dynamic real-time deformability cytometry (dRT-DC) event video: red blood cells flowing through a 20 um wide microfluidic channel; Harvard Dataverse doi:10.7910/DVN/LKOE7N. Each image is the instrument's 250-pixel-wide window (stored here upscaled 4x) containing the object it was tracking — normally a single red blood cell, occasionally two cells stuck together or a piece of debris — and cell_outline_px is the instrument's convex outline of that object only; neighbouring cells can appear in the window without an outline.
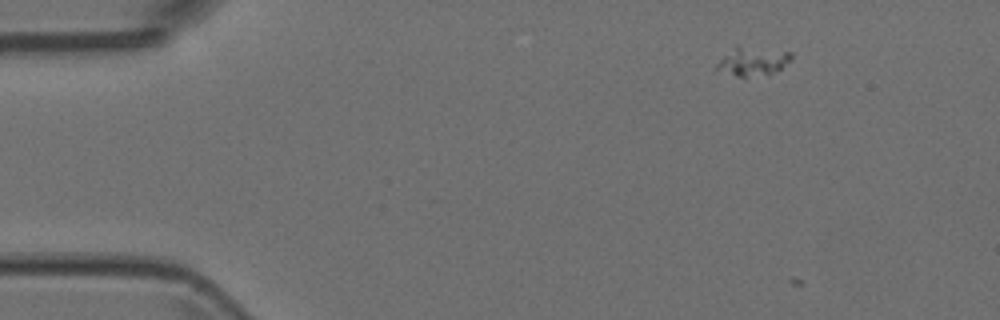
{"species": "Egyptian fruit bat (a non-hibernating species)", "species_latin": "Rousettus aegyptiacus", "temperature_condition": "room temperature", "stored_images_in_passage": 3, "camera_frame_rate_fps": 3000, "um_per_image_px": 0.085, "animal": {"sex": "female"}, "frame": {"image": 1, "passage_image": 1, "time_ms": 0.0, "image_size_px": [1000, 320], "cell_outline_px": [[792, 60], [780, 68], [768, 72], [744, 76], [736, 76], [716, 68], [716, 64], [736, 44], [792, 52]], "centroid_in_image_um": [63.99, 5.14], "position_along_channel_um": 21.0, "area_um2": 12.02}}